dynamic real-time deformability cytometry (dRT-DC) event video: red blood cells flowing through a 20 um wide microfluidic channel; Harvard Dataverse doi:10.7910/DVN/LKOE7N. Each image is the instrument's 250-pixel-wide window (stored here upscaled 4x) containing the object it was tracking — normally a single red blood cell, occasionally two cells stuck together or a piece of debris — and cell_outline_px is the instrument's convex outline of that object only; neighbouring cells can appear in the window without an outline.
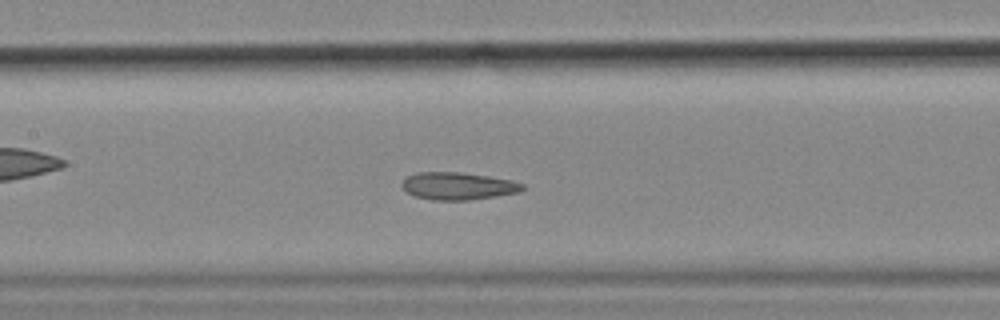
{"species": "common noctule bat (a hibernating species)", "species_latin": "Nyctalus noctula", "temperature_condition": "cold", "stored_images_in_passage": 40, "camera_frame_rate_fps": 3000, "um_per_image_px": 0.085, "animal": {"sex": "female", "body_mass_g": 18.4}, "frame": {"image": 1, "passage_image": 18, "time_ms": 5.667, "image_size_px": [1000, 320], "cell_outline_px": [[524, 188], [520, 192], [496, 196], [468, 200], [432, 200], [416, 196], [408, 192], [400, 184], [408, 176], [416, 172], [460, 172], [488, 176], [512, 180], [524, 184]], "centroid_in_image_um": [38.95, 15.81], "position_along_channel_um": 168.5, "area_um2": 19.19}, "authors_computed_cell_mechanics": {"area_um2": 19.6809, "velocity_mm_per_s": 3.5574, "shape_relaxation_time_tau1_ms": null, "shape_relaxation_time_tau2_ms": 3.7708, "deformation_change_tau1": null, "deformation_change_tau2": 0.1126}}